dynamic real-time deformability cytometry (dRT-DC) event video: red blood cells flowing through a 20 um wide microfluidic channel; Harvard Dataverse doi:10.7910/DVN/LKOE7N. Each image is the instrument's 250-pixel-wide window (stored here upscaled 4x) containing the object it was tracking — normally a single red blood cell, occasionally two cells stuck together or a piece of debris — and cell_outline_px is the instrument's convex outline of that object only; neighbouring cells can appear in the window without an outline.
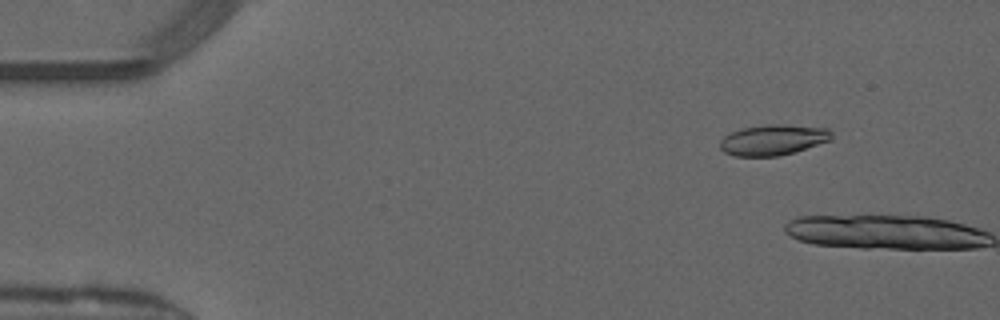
{"species": "common noctule bat (a hibernating species)", "species_latin": "Nyctalus noctula", "temperature_condition": "warm", "stored_images_in_passage": 7, "camera_frame_rate_fps": 3000, "um_per_image_px": 0.085, "animal": {"sex": "male", "forearm_length_mm": 52.5}, "frame": {"image": 1, "passage_image": 6, "time_ms": 1.667, "image_size_px": [1000, 320], "cell_outline_px": [[832, 140], [796, 152], [780, 156], [736, 156], [724, 152], [720, 148], [720, 140], [724, 136], [740, 128], [764, 124], [788, 124], [828, 128], [832, 132]], "centroid_in_image_um": [65.74, 11.88], "position_along_channel_um": 19.3, "area_um2": 20.29}}